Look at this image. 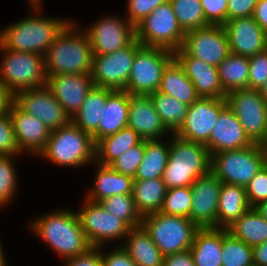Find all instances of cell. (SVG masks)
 I'll list each match as a JSON object with an SVG mask.
<instances>
[{
    "mask_svg": "<svg viewBox=\"0 0 267 266\" xmlns=\"http://www.w3.org/2000/svg\"><path fill=\"white\" fill-rule=\"evenodd\" d=\"M0 64V84L13 96L26 89L46 85L44 56L37 53L12 51L5 49Z\"/></svg>",
    "mask_w": 267,
    "mask_h": 266,
    "instance_id": "8992f818",
    "label": "cell"
},
{
    "mask_svg": "<svg viewBox=\"0 0 267 266\" xmlns=\"http://www.w3.org/2000/svg\"><path fill=\"white\" fill-rule=\"evenodd\" d=\"M142 44L135 39L129 46L109 54L93 55L91 78L94 86L125 90L136 51Z\"/></svg>",
    "mask_w": 267,
    "mask_h": 266,
    "instance_id": "7c38bea8",
    "label": "cell"
},
{
    "mask_svg": "<svg viewBox=\"0 0 267 266\" xmlns=\"http://www.w3.org/2000/svg\"><path fill=\"white\" fill-rule=\"evenodd\" d=\"M12 156H2L0 158V206L8 203L14 196L16 189L15 167L11 159Z\"/></svg>",
    "mask_w": 267,
    "mask_h": 266,
    "instance_id": "7bdbcfd3",
    "label": "cell"
},
{
    "mask_svg": "<svg viewBox=\"0 0 267 266\" xmlns=\"http://www.w3.org/2000/svg\"><path fill=\"white\" fill-rule=\"evenodd\" d=\"M108 98V89L94 86L71 122L91 136L97 131Z\"/></svg>",
    "mask_w": 267,
    "mask_h": 266,
    "instance_id": "1f68e13d",
    "label": "cell"
},
{
    "mask_svg": "<svg viewBox=\"0 0 267 266\" xmlns=\"http://www.w3.org/2000/svg\"><path fill=\"white\" fill-rule=\"evenodd\" d=\"M128 126L143 140H160L169 131L149 95L130 94Z\"/></svg>",
    "mask_w": 267,
    "mask_h": 266,
    "instance_id": "cb8c5ba5",
    "label": "cell"
},
{
    "mask_svg": "<svg viewBox=\"0 0 267 266\" xmlns=\"http://www.w3.org/2000/svg\"><path fill=\"white\" fill-rule=\"evenodd\" d=\"M222 244L223 229L199 228L189 249L195 266H221Z\"/></svg>",
    "mask_w": 267,
    "mask_h": 266,
    "instance_id": "4316f807",
    "label": "cell"
},
{
    "mask_svg": "<svg viewBox=\"0 0 267 266\" xmlns=\"http://www.w3.org/2000/svg\"><path fill=\"white\" fill-rule=\"evenodd\" d=\"M267 81V49L249 57L248 89L260 90Z\"/></svg>",
    "mask_w": 267,
    "mask_h": 266,
    "instance_id": "f6af8a7d",
    "label": "cell"
},
{
    "mask_svg": "<svg viewBox=\"0 0 267 266\" xmlns=\"http://www.w3.org/2000/svg\"><path fill=\"white\" fill-rule=\"evenodd\" d=\"M173 54L200 97L226 98L227 94L223 91L217 67L189 56L182 48Z\"/></svg>",
    "mask_w": 267,
    "mask_h": 266,
    "instance_id": "44dd1931",
    "label": "cell"
},
{
    "mask_svg": "<svg viewBox=\"0 0 267 266\" xmlns=\"http://www.w3.org/2000/svg\"><path fill=\"white\" fill-rule=\"evenodd\" d=\"M14 96L0 84V116H4L9 112Z\"/></svg>",
    "mask_w": 267,
    "mask_h": 266,
    "instance_id": "9f6ffc18",
    "label": "cell"
},
{
    "mask_svg": "<svg viewBox=\"0 0 267 266\" xmlns=\"http://www.w3.org/2000/svg\"><path fill=\"white\" fill-rule=\"evenodd\" d=\"M101 248L92 246L85 253L67 259L66 266H103Z\"/></svg>",
    "mask_w": 267,
    "mask_h": 266,
    "instance_id": "f907efd6",
    "label": "cell"
},
{
    "mask_svg": "<svg viewBox=\"0 0 267 266\" xmlns=\"http://www.w3.org/2000/svg\"><path fill=\"white\" fill-rule=\"evenodd\" d=\"M0 153L2 156L21 154L9 112L4 116H0Z\"/></svg>",
    "mask_w": 267,
    "mask_h": 266,
    "instance_id": "ee69618b",
    "label": "cell"
},
{
    "mask_svg": "<svg viewBox=\"0 0 267 266\" xmlns=\"http://www.w3.org/2000/svg\"><path fill=\"white\" fill-rule=\"evenodd\" d=\"M247 199L251 208L267 201V165L250 180L246 186Z\"/></svg>",
    "mask_w": 267,
    "mask_h": 266,
    "instance_id": "bcb514c9",
    "label": "cell"
},
{
    "mask_svg": "<svg viewBox=\"0 0 267 266\" xmlns=\"http://www.w3.org/2000/svg\"><path fill=\"white\" fill-rule=\"evenodd\" d=\"M182 49L191 57L215 67L230 54L223 25H208L185 33Z\"/></svg>",
    "mask_w": 267,
    "mask_h": 266,
    "instance_id": "9a60e30c",
    "label": "cell"
},
{
    "mask_svg": "<svg viewBox=\"0 0 267 266\" xmlns=\"http://www.w3.org/2000/svg\"><path fill=\"white\" fill-rule=\"evenodd\" d=\"M169 0H128L127 18L136 27L159 5L167 3Z\"/></svg>",
    "mask_w": 267,
    "mask_h": 266,
    "instance_id": "7dc6e473",
    "label": "cell"
},
{
    "mask_svg": "<svg viewBox=\"0 0 267 266\" xmlns=\"http://www.w3.org/2000/svg\"><path fill=\"white\" fill-rule=\"evenodd\" d=\"M30 2H31L33 9L36 10V13H38L39 9H40L39 6H41V3H40L41 1L40 0H31Z\"/></svg>",
    "mask_w": 267,
    "mask_h": 266,
    "instance_id": "91938a15",
    "label": "cell"
},
{
    "mask_svg": "<svg viewBox=\"0 0 267 266\" xmlns=\"http://www.w3.org/2000/svg\"><path fill=\"white\" fill-rule=\"evenodd\" d=\"M9 114L19 150H29L39 155L45 148L51 131L42 121L22 110L14 101L9 108Z\"/></svg>",
    "mask_w": 267,
    "mask_h": 266,
    "instance_id": "603a6c76",
    "label": "cell"
},
{
    "mask_svg": "<svg viewBox=\"0 0 267 266\" xmlns=\"http://www.w3.org/2000/svg\"><path fill=\"white\" fill-rule=\"evenodd\" d=\"M135 30L136 39L143 46L164 48L172 52L182 48L185 37L169 1L154 9Z\"/></svg>",
    "mask_w": 267,
    "mask_h": 266,
    "instance_id": "9c48e42d",
    "label": "cell"
},
{
    "mask_svg": "<svg viewBox=\"0 0 267 266\" xmlns=\"http://www.w3.org/2000/svg\"><path fill=\"white\" fill-rule=\"evenodd\" d=\"M263 148H264V152H265V162H266V165H267V141L262 145Z\"/></svg>",
    "mask_w": 267,
    "mask_h": 266,
    "instance_id": "94428289",
    "label": "cell"
},
{
    "mask_svg": "<svg viewBox=\"0 0 267 266\" xmlns=\"http://www.w3.org/2000/svg\"><path fill=\"white\" fill-rule=\"evenodd\" d=\"M31 226L39 238L48 243L64 260L83 254L92 247L75 212L61 209L39 217Z\"/></svg>",
    "mask_w": 267,
    "mask_h": 266,
    "instance_id": "7a4b0ae2",
    "label": "cell"
},
{
    "mask_svg": "<svg viewBox=\"0 0 267 266\" xmlns=\"http://www.w3.org/2000/svg\"><path fill=\"white\" fill-rule=\"evenodd\" d=\"M221 266H254L253 247L223 229Z\"/></svg>",
    "mask_w": 267,
    "mask_h": 266,
    "instance_id": "f35d334b",
    "label": "cell"
},
{
    "mask_svg": "<svg viewBox=\"0 0 267 266\" xmlns=\"http://www.w3.org/2000/svg\"><path fill=\"white\" fill-rule=\"evenodd\" d=\"M191 186L167 189L161 213L189 218L192 205Z\"/></svg>",
    "mask_w": 267,
    "mask_h": 266,
    "instance_id": "60d3db41",
    "label": "cell"
},
{
    "mask_svg": "<svg viewBox=\"0 0 267 266\" xmlns=\"http://www.w3.org/2000/svg\"><path fill=\"white\" fill-rule=\"evenodd\" d=\"M260 94L262 95V98L266 101L267 103V81L266 83L261 87V89L259 90Z\"/></svg>",
    "mask_w": 267,
    "mask_h": 266,
    "instance_id": "680465c9",
    "label": "cell"
},
{
    "mask_svg": "<svg viewBox=\"0 0 267 266\" xmlns=\"http://www.w3.org/2000/svg\"><path fill=\"white\" fill-rule=\"evenodd\" d=\"M223 27L230 53L251 57L267 49V33L252 16L227 20Z\"/></svg>",
    "mask_w": 267,
    "mask_h": 266,
    "instance_id": "d6986e66",
    "label": "cell"
},
{
    "mask_svg": "<svg viewBox=\"0 0 267 266\" xmlns=\"http://www.w3.org/2000/svg\"><path fill=\"white\" fill-rule=\"evenodd\" d=\"M145 153V140L123 152L109 166L116 172L135 178L138 167Z\"/></svg>",
    "mask_w": 267,
    "mask_h": 266,
    "instance_id": "b9f144b4",
    "label": "cell"
},
{
    "mask_svg": "<svg viewBox=\"0 0 267 266\" xmlns=\"http://www.w3.org/2000/svg\"><path fill=\"white\" fill-rule=\"evenodd\" d=\"M93 55L109 54L129 46L136 39L135 27L129 20L105 17L86 30Z\"/></svg>",
    "mask_w": 267,
    "mask_h": 266,
    "instance_id": "e0dca14e",
    "label": "cell"
},
{
    "mask_svg": "<svg viewBox=\"0 0 267 266\" xmlns=\"http://www.w3.org/2000/svg\"><path fill=\"white\" fill-rule=\"evenodd\" d=\"M206 21L210 25H223L227 21L228 0H200Z\"/></svg>",
    "mask_w": 267,
    "mask_h": 266,
    "instance_id": "c3c4849f",
    "label": "cell"
},
{
    "mask_svg": "<svg viewBox=\"0 0 267 266\" xmlns=\"http://www.w3.org/2000/svg\"><path fill=\"white\" fill-rule=\"evenodd\" d=\"M173 59L170 50L142 45L136 51L125 91L134 95H150L158 91L163 72Z\"/></svg>",
    "mask_w": 267,
    "mask_h": 266,
    "instance_id": "30bf717a",
    "label": "cell"
},
{
    "mask_svg": "<svg viewBox=\"0 0 267 266\" xmlns=\"http://www.w3.org/2000/svg\"><path fill=\"white\" fill-rule=\"evenodd\" d=\"M252 17L267 33V0H258Z\"/></svg>",
    "mask_w": 267,
    "mask_h": 266,
    "instance_id": "db71d44e",
    "label": "cell"
},
{
    "mask_svg": "<svg viewBox=\"0 0 267 266\" xmlns=\"http://www.w3.org/2000/svg\"><path fill=\"white\" fill-rule=\"evenodd\" d=\"M149 96L162 122L174 134L184 122L189 105L159 91Z\"/></svg>",
    "mask_w": 267,
    "mask_h": 266,
    "instance_id": "8d00e7d4",
    "label": "cell"
},
{
    "mask_svg": "<svg viewBox=\"0 0 267 266\" xmlns=\"http://www.w3.org/2000/svg\"><path fill=\"white\" fill-rule=\"evenodd\" d=\"M126 239V243L121 247L137 266H163L164 255L142 225L131 228Z\"/></svg>",
    "mask_w": 267,
    "mask_h": 266,
    "instance_id": "83f0119b",
    "label": "cell"
},
{
    "mask_svg": "<svg viewBox=\"0 0 267 266\" xmlns=\"http://www.w3.org/2000/svg\"><path fill=\"white\" fill-rule=\"evenodd\" d=\"M99 203L107 212L124 221L130 228L142 225L143 217L135 206L132 194L113 195Z\"/></svg>",
    "mask_w": 267,
    "mask_h": 266,
    "instance_id": "ab89813d",
    "label": "cell"
},
{
    "mask_svg": "<svg viewBox=\"0 0 267 266\" xmlns=\"http://www.w3.org/2000/svg\"><path fill=\"white\" fill-rule=\"evenodd\" d=\"M255 209L265 220H267V201L260 203Z\"/></svg>",
    "mask_w": 267,
    "mask_h": 266,
    "instance_id": "6f0895ef",
    "label": "cell"
},
{
    "mask_svg": "<svg viewBox=\"0 0 267 266\" xmlns=\"http://www.w3.org/2000/svg\"><path fill=\"white\" fill-rule=\"evenodd\" d=\"M130 94L125 90L108 89V98L97 131L92 135L96 144L128 126Z\"/></svg>",
    "mask_w": 267,
    "mask_h": 266,
    "instance_id": "d4e9b609",
    "label": "cell"
},
{
    "mask_svg": "<svg viewBox=\"0 0 267 266\" xmlns=\"http://www.w3.org/2000/svg\"><path fill=\"white\" fill-rule=\"evenodd\" d=\"M5 257H4V255L0 258V266H6L5 265Z\"/></svg>",
    "mask_w": 267,
    "mask_h": 266,
    "instance_id": "6125c7cd",
    "label": "cell"
},
{
    "mask_svg": "<svg viewBox=\"0 0 267 266\" xmlns=\"http://www.w3.org/2000/svg\"><path fill=\"white\" fill-rule=\"evenodd\" d=\"M134 178L116 172L109 165H98L95 186L86 199L99 202L113 195L132 194Z\"/></svg>",
    "mask_w": 267,
    "mask_h": 266,
    "instance_id": "f1b7e54d",
    "label": "cell"
},
{
    "mask_svg": "<svg viewBox=\"0 0 267 266\" xmlns=\"http://www.w3.org/2000/svg\"><path fill=\"white\" fill-rule=\"evenodd\" d=\"M73 25L72 22H68L45 53L47 77L61 74H91L93 50L88 34L86 31H77Z\"/></svg>",
    "mask_w": 267,
    "mask_h": 266,
    "instance_id": "6da1fadb",
    "label": "cell"
},
{
    "mask_svg": "<svg viewBox=\"0 0 267 266\" xmlns=\"http://www.w3.org/2000/svg\"><path fill=\"white\" fill-rule=\"evenodd\" d=\"M101 253L103 266H137L128 253L119 246L112 250L109 254Z\"/></svg>",
    "mask_w": 267,
    "mask_h": 266,
    "instance_id": "816d5d0a",
    "label": "cell"
},
{
    "mask_svg": "<svg viewBox=\"0 0 267 266\" xmlns=\"http://www.w3.org/2000/svg\"><path fill=\"white\" fill-rule=\"evenodd\" d=\"M14 102L22 110L42 121L50 131L71 121L46 85L18 92L14 96Z\"/></svg>",
    "mask_w": 267,
    "mask_h": 266,
    "instance_id": "2e32d148",
    "label": "cell"
},
{
    "mask_svg": "<svg viewBox=\"0 0 267 266\" xmlns=\"http://www.w3.org/2000/svg\"><path fill=\"white\" fill-rule=\"evenodd\" d=\"M254 266H267V241L253 246Z\"/></svg>",
    "mask_w": 267,
    "mask_h": 266,
    "instance_id": "11a10c76",
    "label": "cell"
},
{
    "mask_svg": "<svg viewBox=\"0 0 267 266\" xmlns=\"http://www.w3.org/2000/svg\"><path fill=\"white\" fill-rule=\"evenodd\" d=\"M217 68L226 94L238 89H248L249 57L230 53Z\"/></svg>",
    "mask_w": 267,
    "mask_h": 266,
    "instance_id": "e575fe53",
    "label": "cell"
},
{
    "mask_svg": "<svg viewBox=\"0 0 267 266\" xmlns=\"http://www.w3.org/2000/svg\"><path fill=\"white\" fill-rule=\"evenodd\" d=\"M265 152L260 144L211 155L210 171L222 182L246 188L264 167Z\"/></svg>",
    "mask_w": 267,
    "mask_h": 266,
    "instance_id": "52a82bcc",
    "label": "cell"
},
{
    "mask_svg": "<svg viewBox=\"0 0 267 266\" xmlns=\"http://www.w3.org/2000/svg\"><path fill=\"white\" fill-rule=\"evenodd\" d=\"M3 251H2V247H1V242H0V258L3 256Z\"/></svg>",
    "mask_w": 267,
    "mask_h": 266,
    "instance_id": "be15d7a7",
    "label": "cell"
},
{
    "mask_svg": "<svg viewBox=\"0 0 267 266\" xmlns=\"http://www.w3.org/2000/svg\"><path fill=\"white\" fill-rule=\"evenodd\" d=\"M250 208L245 187L222 183L218 201L217 228L228 229Z\"/></svg>",
    "mask_w": 267,
    "mask_h": 266,
    "instance_id": "484cf974",
    "label": "cell"
},
{
    "mask_svg": "<svg viewBox=\"0 0 267 266\" xmlns=\"http://www.w3.org/2000/svg\"><path fill=\"white\" fill-rule=\"evenodd\" d=\"M158 91L189 106L200 98L193 83L175 59L165 68Z\"/></svg>",
    "mask_w": 267,
    "mask_h": 266,
    "instance_id": "f546056e",
    "label": "cell"
},
{
    "mask_svg": "<svg viewBox=\"0 0 267 266\" xmlns=\"http://www.w3.org/2000/svg\"><path fill=\"white\" fill-rule=\"evenodd\" d=\"M46 86L71 119L81 108L94 83L91 74H61L48 76Z\"/></svg>",
    "mask_w": 267,
    "mask_h": 266,
    "instance_id": "ffe728a7",
    "label": "cell"
},
{
    "mask_svg": "<svg viewBox=\"0 0 267 266\" xmlns=\"http://www.w3.org/2000/svg\"><path fill=\"white\" fill-rule=\"evenodd\" d=\"M95 149L92 136L70 121L50 132L46 146L39 155L61 166L76 167L95 160Z\"/></svg>",
    "mask_w": 267,
    "mask_h": 266,
    "instance_id": "5b68a950",
    "label": "cell"
},
{
    "mask_svg": "<svg viewBox=\"0 0 267 266\" xmlns=\"http://www.w3.org/2000/svg\"><path fill=\"white\" fill-rule=\"evenodd\" d=\"M222 182L211 172L191 185L192 205L189 219L199 228H217V211Z\"/></svg>",
    "mask_w": 267,
    "mask_h": 266,
    "instance_id": "ac0fdd59",
    "label": "cell"
},
{
    "mask_svg": "<svg viewBox=\"0 0 267 266\" xmlns=\"http://www.w3.org/2000/svg\"><path fill=\"white\" fill-rule=\"evenodd\" d=\"M142 226L164 256L189 250L199 229L189 218L161 212L145 215Z\"/></svg>",
    "mask_w": 267,
    "mask_h": 266,
    "instance_id": "ba28073f",
    "label": "cell"
},
{
    "mask_svg": "<svg viewBox=\"0 0 267 266\" xmlns=\"http://www.w3.org/2000/svg\"><path fill=\"white\" fill-rule=\"evenodd\" d=\"M252 144L235 113L226 106L220 112L205 146L211 156L218 152L243 149Z\"/></svg>",
    "mask_w": 267,
    "mask_h": 266,
    "instance_id": "7402d4cb",
    "label": "cell"
},
{
    "mask_svg": "<svg viewBox=\"0 0 267 266\" xmlns=\"http://www.w3.org/2000/svg\"><path fill=\"white\" fill-rule=\"evenodd\" d=\"M84 202V207L77 214L91 246L101 247L107 240L127 236L131 228L124 221L107 212L99 202L88 199Z\"/></svg>",
    "mask_w": 267,
    "mask_h": 266,
    "instance_id": "4fadbf2b",
    "label": "cell"
},
{
    "mask_svg": "<svg viewBox=\"0 0 267 266\" xmlns=\"http://www.w3.org/2000/svg\"><path fill=\"white\" fill-rule=\"evenodd\" d=\"M172 135L162 180L167 189L191 186L210 171L211 156L205 145Z\"/></svg>",
    "mask_w": 267,
    "mask_h": 266,
    "instance_id": "3957f363",
    "label": "cell"
},
{
    "mask_svg": "<svg viewBox=\"0 0 267 266\" xmlns=\"http://www.w3.org/2000/svg\"><path fill=\"white\" fill-rule=\"evenodd\" d=\"M166 192L162 178L134 180L132 198L141 216L160 212Z\"/></svg>",
    "mask_w": 267,
    "mask_h": 266,
    "instance_id": "d6a6232c",
    "label": "cell"
},
{
    "mask_svg": "<svg viewBox=\"0 0 267 266\" xmlns=\"http://www.w3.org/2000/svg\"><path fill=\"white\" fill-rule=\"evenodd\" d=\"M258 0H228L227 20L250 17Z\"/></svg>",
    "mask_w": 267,
    "mask_h": 266,
    "instance_id": "681fc988",
    "label": "cell"
},
{
    "mask_svg": "<svg viewBox=\"0 0 267 266\" xmlns=\"http://www.w3.org/2000/svg\"><path fill=\"white\" fill-rule=\"evenodd\" d=\"M142 140L136 131L126 126L96 143L95 161H99L97 164L110 165L123 152L139 144Z\"/></svg>",
    "mask_w": 267,
    "mask_h": 266,
    "instance_id": "4dcf8cb0",
    "label": "cell"
},
{
    "mask_svg": "<svg viewBox=\"0 0 267 266\" xmlns=\"http://www.w3.org/2000/svg\"><path fill=\"white\" fill-rule=\"evenodd\" d=\"M170 144L160 140H145V153L134 180L162 178L167 166Z\"/></svg>",
    "mask_w": 267,
    "mask_h": 266,
    "instance_id": "836d02e7",
    "label": "cell"
},
{
    "mask_svg": "<svg viewBox=\"0 0 267 266\" xmlns=\"http://www.w3.org/2000/svg\"><path fill=\"white\" fill-rule=\"evenodd\" d=\"M225 99L250 141L263 145L267 135V103L260 91L238 89L229 92Z\"/></svg>",
    "mask_w": 267,
    "mask_h": 266,
    "instance_id": "8fae6325",
    "label": "cell"
},
{
    "mask_svg": "<svg viewBox=\"0 0 267 266\" xmlns=\"http://www.w3.org/2000/svg\"><path fill=\"white\" fill-rule=\"evenodd\" d=\"M169 2L178 24L185 33L210 25L206 21L200 0H169Z\"/></svg>",
    "mask_w": 267,
    "mask_h": 266,
    "instance_id": "74e56055",
    "label": "cell"
},
{
    "mask_svg": "<svg viewBox=\"0 0 267 266\" xmlns=\"http://www.w3.org/2000/svg\"><path fill=\"white\" fill-rule=\"evenodd\" d=\"M227 230L252 247L267 241V220L255 208H250Z\"/></svg>",
    "mask_w": 267,
    "mask_h": 266,
    "instance_id": "d590c367",
    "label": "cell"
},
{
    "mask_svg": "<svg viewBox=\"0 0 267 266\" xmlns=\"http://www.w3.org/2000/svg\"><path fill=\"white\" fill-rule=\"evenodd\" d=\"M64 19L27 17L1 31L0 45L12 51L45 55L56 35L68 23Z\"/></svg>",
    "mask_w": 267,
    "mask_h": 266,
    "instance_id": "277c9868",
    "label": "cell"
},
{
    "mask_svg": "<svg viewBox=\"0 0 267 266\" xmlns=\"http://www.w3.org/2000/svg\"><path fill=\"white\" fill-rule=\"evenodd\" d=\"M163 266H195L190 250L164 256Z\"/></svg>",
    "mask_w": 267,
    "mask_h": 266,
    "instance_id": "f5cc1de1",
    "label": "cell"
},
{
    "mask_svg": "<svg viewBox=\"0 0 267 266\" xmlns=\"http://www.w3.org/2000/svg\"><path fill=\"white\" fill-rule=\"evenodd\" d=\"M226 106V99L200 97L188 107L184 122L174 134L184 140L206 145L220 112Z\"/></svg>",
    "mask_w": 267,
    "mask_h": 266,
    "instance_id": "5bb4252c",
    "label": "cell"
}]
</instances>
